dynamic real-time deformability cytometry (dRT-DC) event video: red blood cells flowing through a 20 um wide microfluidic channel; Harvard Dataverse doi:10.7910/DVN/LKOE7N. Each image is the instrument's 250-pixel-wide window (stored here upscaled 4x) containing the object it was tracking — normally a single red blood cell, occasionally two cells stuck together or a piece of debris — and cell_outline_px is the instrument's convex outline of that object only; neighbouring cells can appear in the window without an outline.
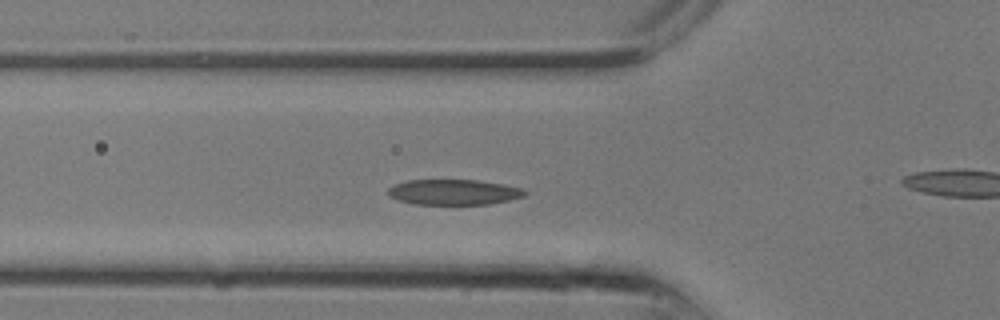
{"species": "common noctule bat (a hibernating species)", "species_latin": "Nyctalus noctula", "temperature_condition": "room temperature", "stored_images_in_passage": 10, "segment_of_instrument_passage": [1, 2], "camera_frame_rate_fps": 3000, "um_per_image_px": 0.085, "animal": {"sex": "male", "body_mass_g": 13.3}, "frame": {"image": 1, "passage_image": 7, "time_ms": 2.0, "image_size_px": [1000, 320], "cell_outline_px": [[528, 192], [524, 196], [508, 200], [488, 204], [416, 204], [396, 200], [388, 196], [388, 188], [396, 184], [408, 180], [480, 180], [504, 184], [520, 188]], "centroid_in_image_um": [38.55, 16.33], "position_along_channel_um": 87.3, "area_um2": 20.23}}
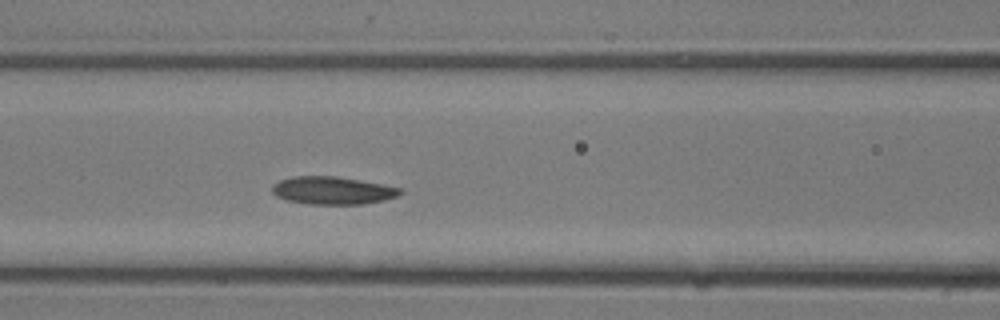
{"frame": {"image": 2, "passage_image": 9, "time_ms": 2.667, "image_size_px": [1000, 320], "cell_outline_px": [[404, 192], [396, 196], [384, 200], [360, 204], [308, 204], [288, 200], [276, 196], [272, 192], [272, 184], [280, 180], [292, 176], [336, 176], [360, 180], [400, 188]], "centroid_in_image_um": [28.23, 16.18], "position_along_channel_um": 138.4, "area_um2": 20.58}}